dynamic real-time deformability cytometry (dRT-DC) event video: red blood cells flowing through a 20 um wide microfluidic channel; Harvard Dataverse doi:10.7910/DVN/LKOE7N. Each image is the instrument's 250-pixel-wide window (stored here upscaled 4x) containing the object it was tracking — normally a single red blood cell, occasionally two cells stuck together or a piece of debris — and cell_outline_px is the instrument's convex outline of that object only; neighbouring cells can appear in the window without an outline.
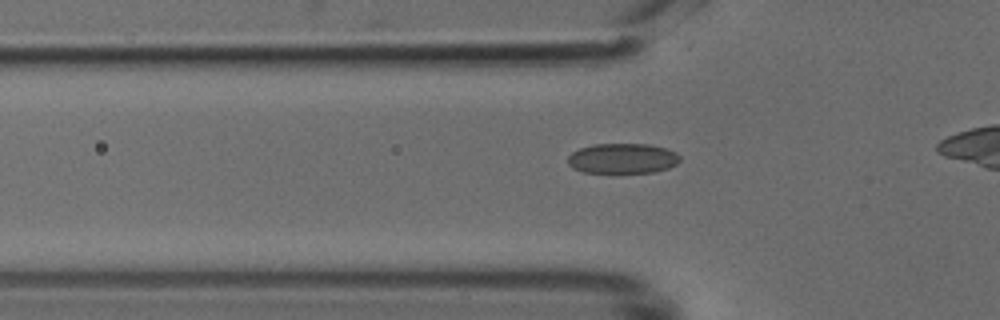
{"species": "common noctule bat (a hibernating species)", "species_latin": "Nyctalus noctula", "temperature_condition": "cold", "stored_images_in_passage": 35, "camera_frame_rate_fps": 3000, "um_per_image_px": 0.085, "animal": {"sex": "male", "body_mass_g": 18.8}, "frame": {"image": 1, "passage_image": 11, "time_ms": 3.333, "image_size_px": [1000, 320], "cell_outline_px": [[680, 160], [676, 164], [668, 168], [656, 172], [584, 172], [572, 168], [568, 164], [568, 156], [572, 152], [580, 148], [592, 144], [652, 144], [676, 152], [680, 156]], "centroid_in_image_um": [52.92, 13.46], "position_along_channel_um": 72.9, "area_um2": 19.71}}
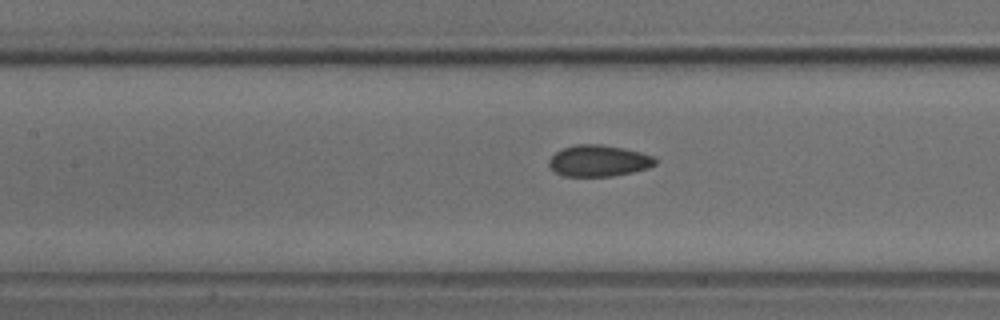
{"frame": {"image": 2, "passage_image": 17, "time_ms": 5.333, "image_size_px": [1000, 320], "cell_outline_px": [[656, 164], [648, 168], [632, 172], [612, 176], [564, 176], [556, 172], [548, 164], [548, 160], [556, 152], [564, 148], [576, 144], [600, 144], [640, 152], [656, 156]], "centroid_in_image_um": [50.9, 13.67], "position_along_channel_um": 156.5, "area_um2": 19.31}}
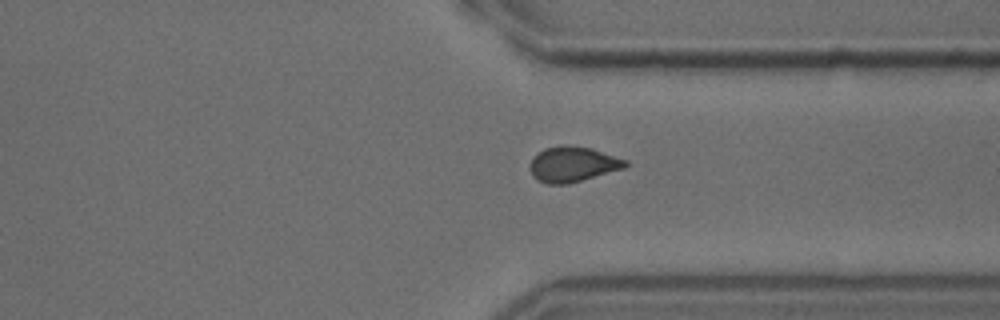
{"frame": {"image": 3, "passage_image": 32, "time_ms": 10.333, "image_size_px": [1000, 320], "cell_outline_px": [[628, 164], [624, 168], [568, 184], [548, 184], [536, 180], [532, 176], [532, 160], [544, 148], [560, 144], [568, 144], [592, 148], [628, 160]], "centroid_in_image_um": [48.71, 13.95], "position_along_channel_um": 362.7, "area_um2": 19.59}}